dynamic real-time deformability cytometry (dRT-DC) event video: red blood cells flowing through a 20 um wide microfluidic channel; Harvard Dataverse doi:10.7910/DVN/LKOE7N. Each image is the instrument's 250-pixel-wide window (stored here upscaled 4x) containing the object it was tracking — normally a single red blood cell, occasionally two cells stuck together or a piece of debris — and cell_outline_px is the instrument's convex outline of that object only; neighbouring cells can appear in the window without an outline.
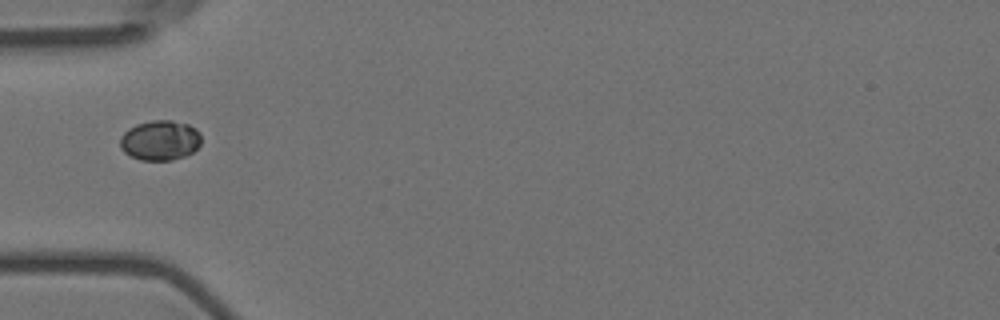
{"species": "Egyptian fruit bat (a non-hibernating species)", "species_latin": "Rousettus aegyptiacus", "temperature_condition": "room temperature", "stored_images_in_passage": 31, "camera_frame_rate_fps": 3000, "um_per_image_px": 0.085, "animal": {"sex": "female"}, "frame": {"image": 1, "passage_image": 1, "time_ms": 0.0, "image_size_px": [1000, 320], "cell_outline_px": [[200, 144], [192, 152], [184, 156], [172, 160], [140, 160], [124, 152], [120, 148], [120, 136], [128, 128], [136, 124], [152, 120], [172, 120], [188, 124], [196, 128], [200, 132]], "centroid_in_image_um": [13.59, 11.91], "position_along_channel_um": 71.4, "area_um2": 19.02}}
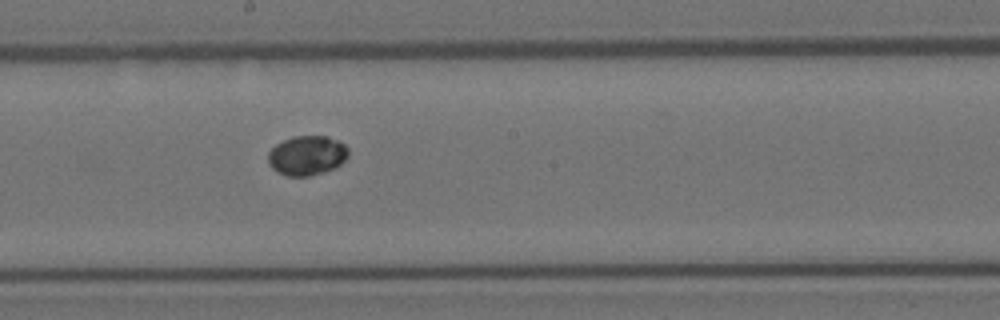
{"frame": {"image": 2, "passage_image": 13, "time_ms": 4.0, "image_size_px": [1000, 320], "cell_outline_px": [[348, 156], [340, 164], [324, 172], [308, 176], [288, 176], [276, 172], [268, 164], [268, 152], [276, 144], [292, 136], [328, 136], [344, 144], [348, 148]], "centroid_in_image_um": [26.06, 13.21], "position_along_channel_um": 222.1, "area_um2": 18.5}}
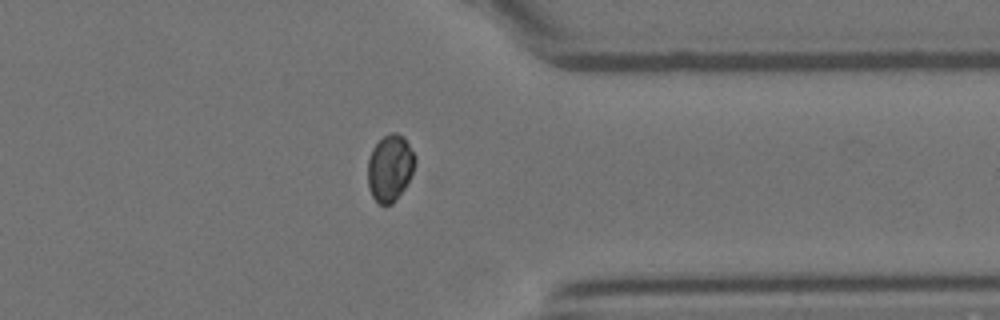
{"frame": {"image": 3, "passage_image": 26, "time_ms": 8.333, "image_size_px": [1000, 320], "cell_outline_px": [[416, 160], [412, 172], [404, 188], [392, 204], [380, 204], [372, 196], [368, 188], [368, 160], [372, 148], [384, 136], [392, 132], [396, 132], [404, 136], [416, 156]], "centroid_in_image_um": [33.14, 14.25], "position_along_channel_um": 378.3, "area_um2": 18.26}}